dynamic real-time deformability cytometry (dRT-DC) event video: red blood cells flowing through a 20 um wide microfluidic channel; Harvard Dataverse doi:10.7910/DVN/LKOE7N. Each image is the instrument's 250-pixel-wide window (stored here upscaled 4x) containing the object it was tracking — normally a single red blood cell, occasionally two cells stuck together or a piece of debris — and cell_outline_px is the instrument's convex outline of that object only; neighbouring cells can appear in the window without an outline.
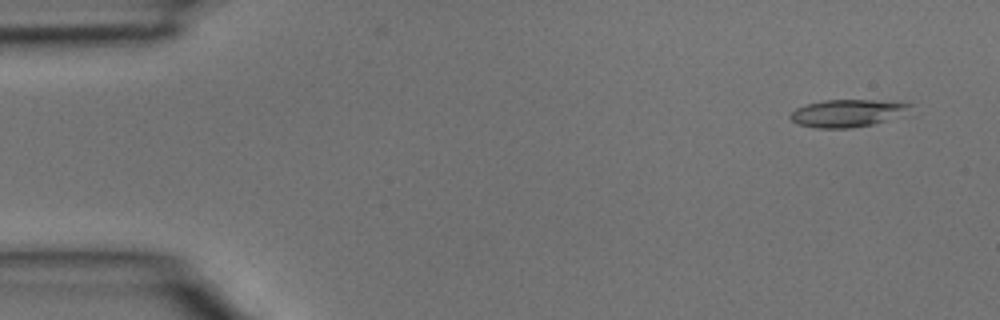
{"species": "common noctule bat (a hibernating species)", "species_latin": "Nyctalus noctula", "temperature_condition": "room temperature", "stored_images_in_passage": 3, "camera_frame_rate_fps": 3000, "um_per_image_px": 0.085, "animal": {"sex": "male", "body_mass_g": 15.6}, "frame": {"image": 1, "passage_image": 1, "time_ms": 0.0, "image_size_px": [1000, 320], "cell_outline_px": [[912, 104], [884, 120], [872, 124], [848, 128], [816, 128], [796, 124], [788, 116], [796, 108], [808, 104], [824, 100], [872, 100]], "centroid_in_image_um": [71.8, 9.62], "position_along_channel_um": 13.2, "area_um2": 18.21}}